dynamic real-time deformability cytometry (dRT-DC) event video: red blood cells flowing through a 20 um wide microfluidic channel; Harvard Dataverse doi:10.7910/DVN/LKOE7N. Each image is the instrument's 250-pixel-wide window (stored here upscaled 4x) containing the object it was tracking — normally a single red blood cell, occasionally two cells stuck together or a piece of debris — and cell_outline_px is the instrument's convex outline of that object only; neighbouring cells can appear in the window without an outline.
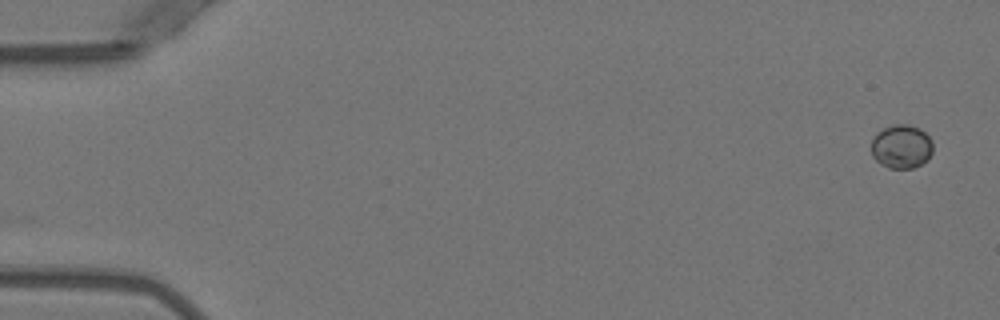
{"species": "Egyptian fruit bat (a non-hibernating species)", "species_latin": "Rousettus aegyptiacus", "temperature_condition": "warm", "stored_images_in_passage": 45, "camera_frame_rate_fps": 3000, "um_per_image_px": 0.085, "animal": {"sex": "female"}, "frame": {"image": 1, "passage_image": 1, "time_ms": 0.0, "image_size_px": [1000, 320], "cell_outline_px": [[932, 152], [928, 160], [912, 168], [888, 168], [880, 164], [872, 156], [872, 140], [876, 132], [892, 124], [908, 124], [920, 128], [932, 140]], "centroid_in_image_um": [76.62, 12.45], "position_along_channel_um": 8.4, "area_um2": 15.84}}
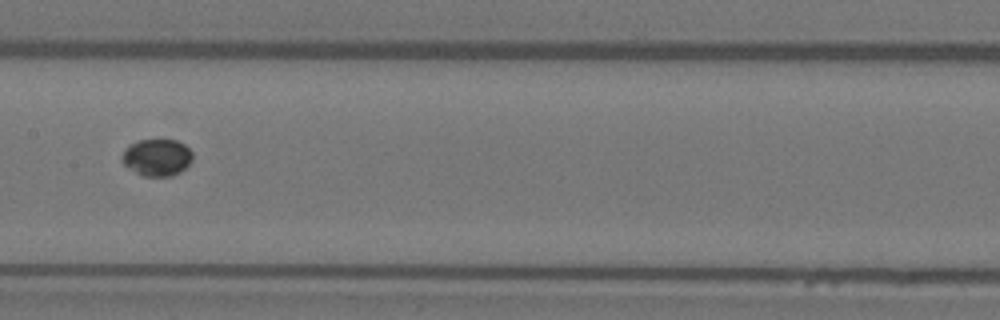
{"frame": {"image": 2, "passage_image": 26, "time_ms": 8.333, "image_size_px": [1000, 320], "cell_outline_px": [[192, 160], [180, 172], [172, 176], [144, 176], [128, 168], [120, 160], [120, 156], [124, 148], [140, 140], [176, 140], [184, 144], [192, 152]], "centroid_in_image_um": [13.31, 13.38], "position_along_channel_um": 194.1, "area_um2": 15.2}}
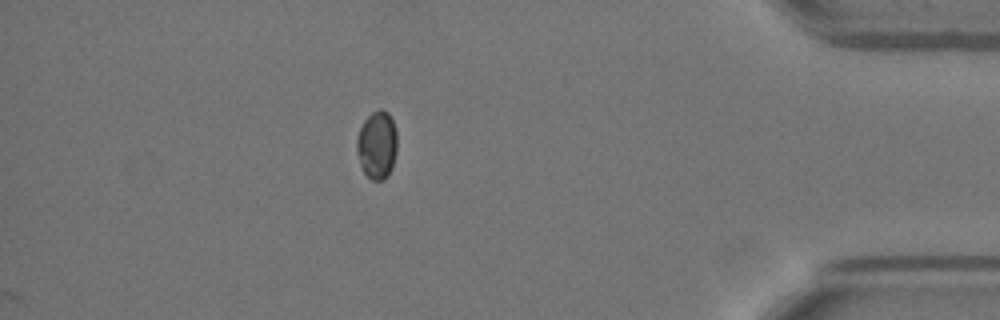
{"frame": {"image": 3, "passage_image": 45, "time_ms": 14.667, "image_size_px": [1000, 320], "cell_outline_px": [[396, 152], [392, 168], [388, 176], [384, 180], [372, 180], [364, 172], [360, 164], [356, 152], [356, 140], [360, 128], [364, 120], [372, 112], [380, 108], [388, 112], [392, 120], [396, 132]], "centroid_in_image_um": [32.04, 12.32], "position_along_channel_um": 403.2, "area_um2": 16.07}}